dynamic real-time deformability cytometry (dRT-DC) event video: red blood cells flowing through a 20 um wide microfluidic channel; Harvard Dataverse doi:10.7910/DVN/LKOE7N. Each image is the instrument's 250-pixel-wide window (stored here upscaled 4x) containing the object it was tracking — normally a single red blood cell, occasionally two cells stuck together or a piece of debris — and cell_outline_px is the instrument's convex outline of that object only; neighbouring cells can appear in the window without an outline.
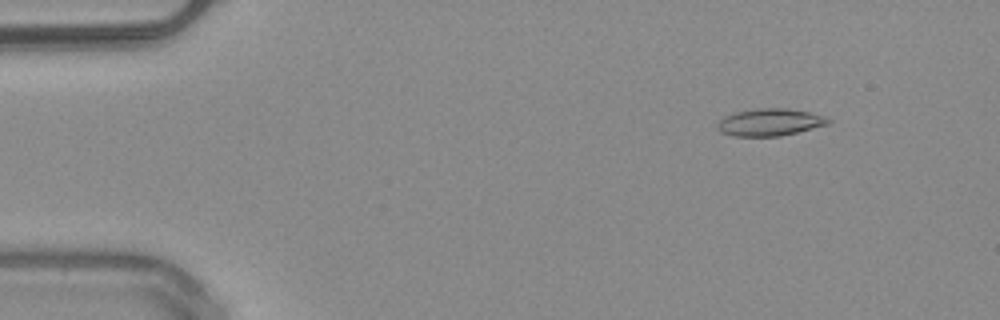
{"species": "common noctule bat (a hibernating species)", "species_latin": "Nyctalus noctula", "temperature_condition": "warm", "stored_images_in_passage": 50, "camera_frame_rate_fps": 3000, "um_per_image_px": 0.085, "animal": {"sex": "male", "body_mass_g": 20.4}, "frame": {"image": 1, "passage_image": 6, "time_ms": 1.667, "image_size_px": [1000, 320], "cell_outline_px": [[832, 120], [828, 124], [780, 136], [732, 136], [720, 132], [716, 128], [716, 124], [724, 116], [736, 112], [756, 108], [788, 108], [808, 112], [824, 116]], "centroid_in_image_um": [65.39, 10.39], "position_along_channel_um": 19.6, "area_um2": 17.57}}
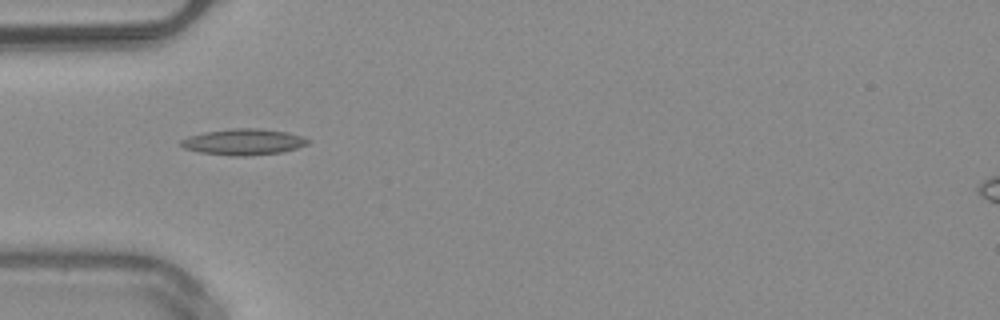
{"frame": {"image": 2, "passage_image": 16, "time_ms": 5.0, "image_size_px": [1000, 320], "cell_outline_px": [[308, 144], [296, 148], [280, 152], [248, 156], [228, 156], [200, 152], [184, 148], [180, 144], [180, 140], [188, 136], [204, 132], [232, 128], [260, 128], [288, 132], [300, 136], [308, 140]], "centroid_in_image_um": [20.66, 12.06], "position_along_channel_um": 64.3, "area_um2": 19.31}}
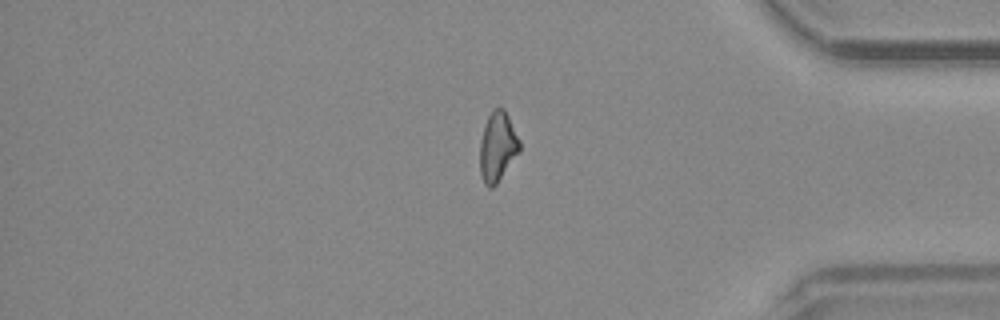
{"frame": {"image": 3, "passage_image": 42, "time_ms": 13.667, "image_size_px": [1000, 320], "cell_outline_px": [[520, 152], [496, 184], [492, 188], [488, 188], [484, 184], [480, 172], [480, 140], [484, 124], [492, 108], [504, 108], [520, 140]], "centroid_in_image_um": [42.29, 12.47], "position_along_channel_um": 392.9, "area_um2": 16.24}}